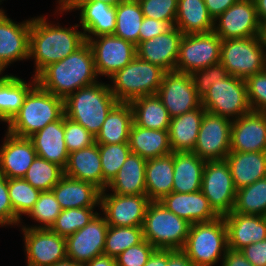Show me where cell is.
<instances>
[{
  "label": "cell",
  "mask_w": 266,
  "mask_h": 266,
  "mask_svg": "<svg viewBox=\"0 0 266 266\" xmlns=\"http://www.w3.org/2000/svg\"><path fill=\"white\" fill-rule=\"evenodd\" d=\"M94 55L86 41L61 61L49 64L37 76V84L45 91L66 99L74 91L96 84Z\"/></svg>",
  "instance_id": "obj_1"
},
{
  "label": "cell",
  "mask_w": 266,
  "mask_h": 266,
  "mask_svg": "<svg viewBox=\"0 0 266 266\" xmlns=\"http://www.w3.org/2000/svg\"><path fill=\"white\" fill-rule=\"evenodd\" d=\"M46 21L44 16L32 19L29 57L35 60V77L49 64L61 61L86 42L84 32L76 29L79 25L63 28Z\"/></svg>",
  "instance_id": "obj_2"
},
{
  "label": "cell",
  "mask_w": 266,
  "mask_h": 266,
  "mask_svg": "<svg viewBox=\"0 0 266 266\" xmlns=\"http://www.w3.org/2000/svg\"><path fill=\"white\" fill-rule=\"evenodd\" d=\"M64 114V99L36 84L25 96L19 111L8 122L7 132L17 137L29 138Z\"/></svg>",
  "instance_id": "obj_3"
},
{
  "label": "cell",
  "mask_w": 266,
  "mask_h": 266,
  "mask_svg": "<svg viewBox=\"0 0 266 266\" xmlns=\"http://www.w3.org/2000/svg\"><path fill=\"white\" fill-rule=\"evenodd\" d=\"M117 103L110 85L97 82L78 89L64 100L65 116L96 137L108 113Z\"/></svg>",
  "instance_id": "obj_4"
},
{
  "label": "cell",
  "mask_w": 266,
  "mask_h": 266,
  "mask_svg": "<svg viewBox=\"0 0 266 266\" xmlns=\"http://www.w3.org/2000/svg\"><path fill=\"white\" fill-rule=\"evenodd\" d=\"M166 71L136 56L110 79V91L118 102L130 103L136 98L158 93Z\"/></svg>",
  "instance_id": "obj_5"
},
{
  "label": "cell",
  "mask_w": 266,
  "mask_h": 266,
  "mask_svg": "<svg viewBox=\"0 0 266 266\" xmlns=\"http://www.w3.org/2000/svg\"><path fill=\"white\" fill-rule=\"evenodd\" d=\"M191 224L166 209L159 201L147 206L142 230L144 239L155 249L182 250Z\"/></svg>",
  "instance_id": "obj_6"
},
{
  "label": "cell",
  "mask_w": 266,
  "mask_h": 266,
  "mask_svg": "<svg viewBox=\"0 0 266 266\" xmlns=\"http://www.w3.org/2000/svg\"><path fill=\"white\" fill-rule=\"evenodd\" d=\"M227 250V227L221 216L212 221L191 224L182 249L195 266H213Z\"/></svg>",
  "instance_id": "obj_7"
},
{
  "label": "cell",
  "mask_w": 266,
  "mask_h": 266,
  "mask_svg": "<svg viewBox=\"0 0 266 266\" xmlns=\"http://www.w3.org/2000/svg\"><path fill=\"white\" fill-rule=\"evenodd\" d=\"M260 36L221 42L220 62L230 76L246 79L266 69V51Z\"/></svg>",
  "instance_id": "obj_8"
},
{
  "label": "cell",
  "mask_w": 266,
  "mask_h": 266,
  "mask_svg": "<svg viewBox=\"0 0 266 266\" xmlns=\"http://www.w3.org/2000/svg\"><path fill=\"white\" fill-rule=\"evenodd\" d=\"M201 106L209 113L238 119L251 111L245 79L228 75L212 82Z\"/></svg>",
  "instance_id": "obj_9"
},
{
  "label": "cell",
  "mask_w": 266,
  "mask_h": 266,
  "mask_svg": "<svg viewBox=\"0 0 266 266\" xmlns=\"http://www.w3.org/2000/svg\"><path fill=\"white\" fill-rule=\"evenodd\" d=\"M218 216L230 214L235 203L237 189L234 186L227 161H206L200 190Z\"/></svg>",
  "instance_id": "obj_10"
},
{
  "label": "cell",
  "mask_w": 266,
  "mask_h": 266,
  "mask_svg": "<svg viewBox=\"0 0 266 266\" xmlns=\"http://www.w3.org/2000/svg\"><path fill=\"white\" fill-rule=\"evenodd\" d=\"M221 42L214 31L183 35L175 71L191 74L220 62Z\"/></svg>",
  "instance_id": "obj_11"
},
{
  "label": "cell",
  "mask_w": 266,
  "mask_h": 266,
  "mask_svg": "<svg viewBox=\"0 0 266 266\" xmlns=\"http://www.w3.org/2000/svg\"><path fill=\"white\" fill-rule=\"evenodd\" d=\"M93 55L98 75L111 77L123 69L136 56V45L114 34L86 38Z\"/></svg>",
  "instance_id": "obj_12"
},
{
  "label": "cell",
  "mask_w": 266,
  "mask_h": 266,
  "mask_svg": "<svg viewBox=\"0 0 266 266\" xmlns=\"http://www.w3.org/2000/svg\"><path fill=\"white\" fill-rule=\"evenodd\" d=\"M232 119L205 112L194 150L204 161L224 160L230 153Z\"/></svg>",
  "instance_id": "obj_13"
},
{
  "label": "cell",
  "mask_w": 266,
  "mask_h": 266,
  "mask_svg": "<svg viewBox=\"0 0 266 266\" xmlns=\"http://www.w3.org/2000/svg\"><path fill=\"white\" fill-rule=\"evenodd\" d=\"M157 95L161 98L170 118L180 116L201 106L190 74L167 71Z\"/></svg>",
  "instance_id": "obj_14"
},
{
  "label": "cell",
  "mask_w": 266,
  "mask_h": 266,
  "mask_svg": "<svg viewBox=\"0 0 266 266\" xmlns=\"http://www.w3.org/2000/svg\"><path fill=\"white\" fill-rule=\"evenodd\" d=\"M27 266H52L67 258L66 238L46 228L22 226Z\"/></svg>",
  "instance_id": "obj_15"
},
{
  "label": "cell",
  "mask_w": 266,
  "mask_h": 266,
  "mask_svg": "<svg viewBox=\"0 0 266 266\" xmlns=\"http://www.w3.org/2000/svg\"><path fill=\"white\" fill-rule=\"evenodd\" d=\"M260 28L254 0H238L215 19L213 31L226 40L259 36Z\"/></svg>",
  "instance_id": "obj_16"
},
{
  "label": "cell",
  "mask_w": 266,
  "mask_h": 266,
  "mask_svg": "<svg viewBox=\"0 0 266 266\" xmlns=\"http://www.w3.org/2000/svg\"><path fill=\"white\" fill-rule=\"evenodd\" d=\"M151 201L147 195H117L100 193V208L108 225L142 226L147 206Z\"/></svg>",
  "instance_id": "obj_17"
},
{
  "label": "cell",
  "mask_w": 266,
  "mask_h": 266,
  "mask_svg": "<svg viewBox=\"0 0 266 266\" xmlns=\"http://www.w3.org/2000/svg\"><path fill=\"white\" fill-rule=\"evenodd\" d=\"M108 223L98 213L82 229L66 238L67 258L85 264L104 254Z\"/></svg>",
  "instance_id": "obj_18"
},
{
  "label": "cell",
  "mask_w": 266,
  "mask_h": 266,
  "mask_svg": "<svg viewBox=\"0 0 266 266\" xmlns=\"http://www.w3.org/2000/svg\"><path fill=\"white\" fill-rule=\"evenodd\" d=\"M32 19L16 24L0 9V74L17 60L29 59Z\"/></svg>",
  "instance_id": "obj_19"
},
{
  "label": "cell",
  "mask_w": 266,
  "mask_h": 266,
  "mask_svg": "<svg viewBox=\"0 0 266 266\" xmlns=\"http://www.w3.org/2000/svg\"><path fill=\"white\" fill-rule=\"evenodd\" d=\"M79 9L80 25L85 38L114 34L116 30V6L100 1H65L59 6L60 12ZM88 32V33H87Z\"/></svg>",
  "instance_id": "obj_20"
},
{
  "label": "cell",
  "mask_w": 266,
  "mask_h": 266,
  "mask_svg": "<svg viewBox=\"0 0 266 266\" xmlns=\"http://www.w3.org/2000/svg\"><path fill=\"white\" fill-rule=\"evenodd\" d=\"M230 152H266V112L251 110L232 120Z\"/></svg>",
  "instance_id": "obj_21"
},
{
  "label": "cell",
  "mask_w": 266,
  "mask_h": 266,
  "mask_svg": "<svg viewBox=\"0 0 266 266\" xmlns=\"http://www.w3.org/2000/svg\"><path fill=\"white\" fill-rule=\"evenodd\" d=\"M183 33L172 26L152 39L140 42L136 46L137 56L167 71H175Z\"/></svg>",
  "instance_id": "obj_22"
},
{
  "label": "cell",
  "mask_w": 266,
  "mask_h": 266,
  "mask_svg": "<svg viewBox=\"0 0 266 266\" xmlns=\"http://www.w3.org/2000/svg\"><path fill=\"white\" fill-rule=\"evenodd\" d=\"M37 152L29 138L17 137L6 132L0 147V175L7 179L23 178Z\"/></svg>",
  "instance_id": "obj_23"
},
{
  "label": "cell",
  "mask_w": 266,
  "mask_h": 266,
  "mask_svg": "<svg viewBox=\"0 0 266 266\" xmlns=\"http://www.w3.org/2000/svg\"><path fill=\"white\" fill-rule=\"evenodd\" d=\"M227 227L228 249L239 251L266 239L264 216L231 212L223 216Z\"/></svg>",
  "instance_id": "obj_24"
},
{
  "label": "cell",
  "mask_w": 266,
  "mask_h": 266,
  "mask_svg": "<svg viewBox=\"0 0 266 266\" xmlns=\"http://www.w3.org/2000/svg\"><path fill=\"white\" fill-rule=\"evenodd\" d=\"M159 202L190 224L208 222L219 217L210 207L208 199L201 191L192 193L171 192Z\"/></svg>",
  "instance_id": "obj_25"
},
{
  "label": "cell",
  "mask_w": 266,
  "mask_h": 266,
  "mask_svg": "<svg viewBox=\"0 0 266 266\" xmlns=\"http://www.w3.org/2000/svg\"><path fill=\"white\" fill-rule=\"evenodd\" d=\"M37 156L58 164L63 169L68 162L69 152L64 140V115L29 137Z\"/></svg>",
  "instance_id": "obj_26"
},
{
  "label": "cell",
  "mask_w": 266,
  "mask_h": 266,
  "mask_svg": "<svg viewBox=\"0 0 266 266\" xmlns=\"http://www.w3.org/2000/svg\"><path fill=\"white\" fill-rule=\"evenodd\" d=\"M62 210L71 208L97 207L100 205L101 190L87 181L63 175L51 190Z\"/></svg>",
  "instance_id": "obj_27"
},
{
  "label": "cell",
  "mask_w": 266,
  "mask_h": 266,
  "mask_svg": "<svg viewBox=\"0 0 266 266\" xmlns=\"http://www.w3.org/2000/svg\"><path fill=\"white\" fill-rule=\"evenodd\" d=\"M64 175L90 182L103 191V173L98 144L69 153Z\"/></svg>",
  "instance_id": "obj_28"
},
{
  "label": "cell",
  "mask_w": 266,
  "mask_h": 266,
  "mask_svg": "<svg viewBox=\"0 0 266 266\" xmlns=\"http://www.w3.org/2000/svg\"><path fill=\"white\" fill-rule=\"evenodd\" d=\"M225 160L237 190L266 177V152H230Z\"/></svg>",
  "instance_id": "obj_29"
},
{
  "label": "cell",
  "mask_w": 266,
  "mask_h": 266,
  "mask_svg": "<svg viewBox=\"0 0 266 266\" xmlns=\"http://www.w3.org/2000/svg\"><path fill=\"white\" fill-rule=\"evenodd\" d=\"M206 110L200 106L170 119L169 143L172 152H192L195 148L201 121Z\"/></svg>",
  "instance_id": "obj_30"
},
{
  "label": "cell",
  "mask_w": 266,
  "mask_h": 266,
  "mask_svg": "<svg viewBox=\"0 0 266 266\" xmlns=\"http://www.w3.org/2000/svg\"><path fill=\"white\" fill-rule=\"evenodd\" d=\"M174 152L147 159L145 168L146 195L150 201H160L172 192Z\"/></svg>",
  "instance_id": "obj_31"
},
{
  "label": "cell",
  "mask_w": 266,
  "mask_h": 266,
  "mask_svg": "<svg viewBox=\"0 0 266 266\" xmlns=\"http://www.w3.org/2000/svg\"><path fill=\"white\" fill-rule=\"evenodd\" d=\"M205 163L206 161L193 152H174L172 192L200 191Z\"/></svg>",
  "instance_id": "obj_32"
},
{
  "label": "cell",
  "mask_w": 266,
  "mask_h": 266,
  "mask_svg": "<svg viewBox=\"0 0 266 266\" xmlns=\"http://www.w3.org/2000/svg\"><path fill=\"white\" fill-rule=\"evenodd\" d=\"M146 163L145 158L130 153L107 188L117 195H146Z\"/></svg>",
  "instance_id": "obj_33"
},
{
  "label": "cell",
  "mask_w": 266,
  "mask_h": 266,
  "mask_svg": "<svg viewBox=\"0 0 266 266\" xmlns=\"http://www.w3.org/2000/svg\"><path fill=\"white\" fill-rule=\"evenodd\" d=\"M131 153L151 159L172 153L168 130H153L137 126L134 122L129 134Z\"/></svg>",
  "instance_id": "obj_34"
},
{
  "label": "cell",
  "mask_w": 266,
  "mask_h": 266,
  "mask_svg": "<svg viewBox=\"0 0 266 266\" xmlns=\"http://www.w3.org/2000/svg\"><path fill=\"white\" fill-rule=\"evenodd\" d=\"M132 124L133 110L130 103L118 102L108 113L101 130L95 137V143H128Z\"/></svg>",
  "instance_id": "obj_35"
},
{
  "label": "cell",
  "mask_w": 266,
  "mask_h": 266,
  "mask_svg": "<svg viewBox=\"0 0 266 266\" xmlns=\"http://www.w3.org/2000/svg\"><path fill=\"white\" fill-rule=\"evenodd\" d=\"M204 0H178L175 25L183 35L208 33L214 30Z\"/></svg>",
  "instance_id": "obj_36"
},
{
  "label": "cell",
  "mask_w": 266,
  "mask_h": 266,
  "mask_svg": "<svg viewBox=\"0 0 266 266\" xmlns=\"http://www.w3.org/2000/svg\"><path fill=\"white\" fill-rule=\"evenodd\" d=\"M133 122L142 128L169 130L170 116L161 98L155 95L139 97L130 102Z\"/></svg>",
  "instance_id": "obj_37"
},
{
  "label": "cell",
  "mask_w": 266,
  "mask_h": 266,
  "mask_svg": "<svg viewBox=\"0 0 266 266\" xmlns=\"http://www.w3.org/2000/svg\"><path fill=\"white\" fill-rule=\"evenodd\" d=\"M37 84L36 77L30 84L14 75L0 77V120L8 123L23 105L27 93Z\"/></svg>",
  "instance_id": "obj_38"
},
{
  "label": "cell",
  "mask_w": 266,
  "mask_h": 266,
  "mask_svg": "<svg viewBox=\"0 0 266 266\" xmlns=\"http://www.w3.org/2000/svg\"><path fill=\"white\" fill-rule=\"evenodd\" d=\"M144 19L138 0H124L116 6V30L114 35L139 44V30Z\"/></svg>",
  "instance_id": "obj_39"
},
{
  "label": "cell",
  "mask_w": 266,
  "mask_h": 266,
  "mask_svg": "<svg viewBox=\"0 0 266 266\" xmlns=\"http://www.w3.org/2000/svg\"><path fill=\"white\" fill-rule=\"evenodd\" d=\"M231 212L264 216L266 213V177L238 189Z\"/></svg>",
  "instance_id": "obj_40"
},
{
  "label": "cell",
  "mask_w": 266,
  "mask_h": 266,
  "mask_svg": "<svg viewBox=\"0 0 266 266\" xmlns=\"http://www.w3.org/2000/svg\"><path fill=\"white\" fill-rule=\"evenodd\" d=\"M63 175L64 169L58 164L36 156L23 178L34 188L43 192L51 191Z\"/></svg>",
  "instance_id": "obj_41"
},
{
  "label": "cell",
  "mask_w": 266,
  "mask_h": 266,
  "mask_svg": "<svg viewBox=\"0 0 266 266\" xmlns=\"http://www.w3.org/2000/svg\"><path fill=\"white\" fill-rule=\"evenodd\" d=\"M143 240L142 226L115 227L109 225L105 238L104 255L115 258Z\"/></svg>",
  "instance_id": "obj_42"
},
{
  "label": "cell",
  "mask_w": 266,
  "mask_h": 266,
  "mask_svg": "<svg viewBox=\"0 0 266 266\" xmlns=\"http://www.w3.org/2000/svg\"><path fill=\"white\" fill-rule=\"evenodd\" d=\"M103 173V190L116 176L126 158L131 153L129 143L98 144Z\"/></svg>",
  "instance_id": "obj_43"
},
{
  "label": "cell",
  "mask_w": 266,
  "mask_h": 266,
  "mask_svg": "<svg viewBox=\"0 0 266 266\" xmlns=\"http://www.w3.org/2000/svg\"><path fill=\"white\" fill-rule=\"evenodd\" d=\"M8 190L14 214L19 220L22 214L30 212L41 193L24 178L8 179Z\"/></svg>",
  "instance_id": "obj_44"
},
{
  "label": "cell",
  "mask_w": 266,
  "mask_h": 266,
  "mask_svg": "<svg viewBox=\"0 0 266 266\" xmlns=\"http://www.w3.org/2000/svg\"><path fill=\"white\" fill-rule=\"evenodd\" d=\"M95 207L63 209L56 218L51 230L61 237L67 238L82 229L97 214Z\"/></svg>",
  "instance_id": "obj_45"
},
{
  "label": "cell",
  "mask_w": 266,
  "mask_h": 266,
  "mask_svg": "<svg viewBox=\"0 0 266 266\" xmlns=\"http://www.w3.org/2000/svg\"><path fill=\"white\" fill-rule=\"evenodd\" d=\"M61 211L62 208L52 191L41 192L37 202L27 215L32 217L33 220L40 222L42 225L31 226L29 228L50 229Z\"/></svg>",
  "instance_id": "obj_46"
},
{
  "label": "cell",
  "mask_w": 266,
  "mask_h": 266,
  "mask_svg": "<svg viewBox=\"0 0 266 266\" xmlns=\"http://www.w3.org/2000/svg\"><path fill=\"white\" fill-rule=\"evenodd\" d=\"M64 140L69 153L95 144V136L64 114Z\"/></svg>",
  "instance_id": "obj_47"
},
{
  "label": "cell",
  "mask_w": 266,
  "mask_h": 266,
  "mask_svg": "<svg viewBox=\"0 0 266 266\" xmlns=\"http://www.w3.org/2000/svg\"><path fill=\"white\" fill-rule=\"evenodd\" d=\"M197 95L202 100L209 92L212 82L226 78L229 74L221 62H217L204 69H198L191 74Z\"/></svg>",
  "instance_id": "obj_48"
},
{
  "label": "cell",
  "mask_w": 266,
  "mask_h": 266,
  "mask_svg": "<svg viewBox=\"0 0 266 266\" xmlns=\"http://www.w3.org/2000/svg\"><path fill=\"white\" fill-rule=\"evenodd\" d=\"M144 17L175 25L178 0H138Z\"/></svg>",
  "instance_id": "obj_49"
},
{
  "label": "cell",
  "mask_w": 266,
  "mask_h": 266,
  "mask_svg": "<svg viewBox=\"0 0 266 266\" xmlns=\"http://www.w3.org/2000/svg\"><path fill=\"white\" fill-rule=\"evenodd\" d=\"M245 83L251 109L266 112V69L247 77Z\"/></svg>",
  "instance_id": "obj_50"
},
{
  "label": "cell",
  "mask_w": 266,
  "mask_h": 266,
  "mask_svg": "<svg viewBox=\"0 0 266 266\" xmlns=\"http://www.w3.org/2000/svg\"><path fill=\"white\" fill-rule=\"evenodd\" d=\"M155 248L147 241L131 246L117 257H115L117 266H144L153 253Z\"/></svg>",
  "instance_id": "obj_51"
},
{
  "label": "cell",
  "mask_w": 266,
  "mask_h": 266,
  "mask_svg": "<svg viewBox=\"0 0 266 266\" xmlns=\"http://www.w3.org/2000/svg\"><path fill=\"white\" fill-rule=\"evenodd\" d=\"M21 223L15 216L9 197L8 179L0 175V226Z\"/></svg>",
  "instance_id": "obj_52"
},
{
  "label": "cell",
  "mask_w": 266,
  "mask_h": 266,
  "mask_svg": "<svg viewBox=\"0 0 266 266\" xmlns=\"http://www.w3.org/2000/svg\"><path fill=\"white\" fill-rule=\"evenodd\" d=\"M171 27L168 21L144 17L139 30V43L167 32Z\"/></svg>",
  "instance_id": "obj_53"
},
{
  "label": "cell",
  "mask_w": 266,
  "mask_h": 266,
  "mask_svg": "<svg viewBox=\"0 0 266 266\" xmlns=\"http://www.w3.org/2000/svg\"><path fill=\"white\" fill-rule=\"evenodd\" d=\"M253 266H266V239L239 250Z\"/></svg>",
  "instance_id": "obj_54"
},
{
  "label": "cell",
  "mask_w": 266,
  "mask_h": 266,
  "mask_svg": "<svg viewBox=\"0 0 266 266\" xmlns=\"http://www.w3.org/2000/svg\"><path fill=\"white\" fill-rule=\"evenodd\" d=\"M206 8L212 19L215 21L222 13L238 0H204Z\"/></svg>",
  "instance_id": "obj_55"
},
{
  "label": "cell",
  "mask_w": 266,
  "mask_h": 266,
  "mask_svg": "<svg viewBox=\"0 0 266 266\" xmlns=\"http://www.w3.org/2000/svg\"><path fill=\"white\" fill-rule=\"evenodd\" d=\"M222 259V266H253L240 251L228 249Z\"/></svg>",
  "instance_id": "obj_56"
},
{
  "label": "cell",
  "mask_w": 266,
  "mask_h": 266,
  "mask_svg": "<svg viewBox=\"0 0 266 266\" xmlns=\"http://www.w3.org/2000/svg\"><path fill=\"white\" fill-rule=\"evenodd\" d=\"M167 266H195L182 250L167 249Z\"/></svg>",
  "instance_id": "obj_57"
},
{
  "label": "cell",
  "mask_w": 266,
  "mask_h": 266,
  "mask_svg": "<svg viewBox=\"0 0 266 266\" xmlns=\"http://www.w3.org/2000/svg\"><path fill=\"white\" fill-rule=\"evenodd\" d=\"M144 266H167V249H155Z\"/></svg>",
  "instance_id": "obj_58"
},
{
  "label": "cell",
  "mask_w": 266,
  "mask_h": 266,
  "mask_svg": "<svg viewBox=\"0 0 266 266\" xmlns=\"http://www.w3.org/2000/svg\"><path fill=\"white\" fill-rule=\"evenodd\" d=\"M83 266H117V265L115 258L103 254L93 258L91 261L83 264Z\"/></svg>",
  "instance_id": "obj_59"
},
{
  "label": "cell",
  "mask_w": 266,
  "mask_h": 266,
  "mask_svg": "<svg viewBox=\"0 0 266 266\" xmlns=\"http://www.w3.org/2000/svg\"><path fill=\"white\" fill-rule=\"evenodd\" d=\"M258 19L261 24L266 22V0H254Z\"/></svg>",
  "instance_id": "obj_60"
},
{
  "label": "cell",
  "mask_w": 266,
  "mask_h": 266,
  "mask_svg": "<svg viewBox=\"0 0 266 266\" xmlns=\"http://www.w3.org/2000/svg\"><path fill=\"white\" fill-rule=\"evenodd\" d=\"M52 266H83V264L75 263L73 260L66 258L62 261L56 262Z\"/></svg>",
  "instance_id": "obj_61"
},
{
  "label": "cell",
  "mask_w": 266,
  "mask_h": 266,
  "mask_svg": "<svg viewBox=\"0 0 266 266\" xmlns=\"http://www.w3.org/2000/svg\"><path fill=\"white\" fill-rule=\"evenodd\" d=\"M66 1H100L110 6H117L120 2L124 0H66Z\"/></svg>",
  "instance_id": "obj_62"
},
{
  "label": "cell",
  "mask_w": 266,
  "mask_h": 266,
  "mask_svg": "<svg viewBox=\"0 0 266 266\" xmlns=\"http://www.w3.org/2000/svg\"><path fill=\"white\" fill-rule=\"evenodd\" d=\"M259 36H260L262 45L264 47H266V22L261 24L260 35ZM265 50H266V48H265Z\"/></svg>",
  "instance_id": "obj_63"
},
{
  "label": "cell",
  "mask_w": 266,
  "mask_h": 266,
  "mask_svg": "<svg viewBox=\"0 0 266 266\" xmlns=\"http://www.w3.org/2000/svg\"><path fill=\"white\" fill-rule=\"evenodd\" d=\"M66 0H58L59 5H62Z\"/></svg>",
  "instance_id": "obj_64"
}]
</instances>
